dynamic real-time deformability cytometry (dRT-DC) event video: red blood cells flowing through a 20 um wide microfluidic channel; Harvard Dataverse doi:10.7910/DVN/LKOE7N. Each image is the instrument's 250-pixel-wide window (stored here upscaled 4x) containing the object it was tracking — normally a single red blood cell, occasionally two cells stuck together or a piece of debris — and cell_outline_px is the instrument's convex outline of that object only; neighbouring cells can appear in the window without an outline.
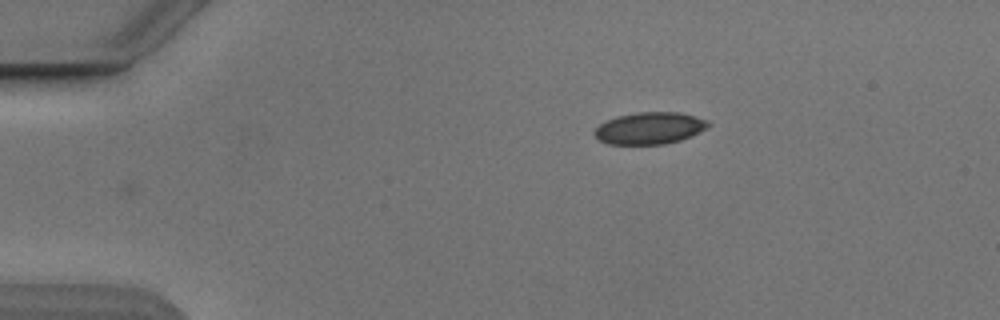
{"species": "Egyptian fruit bat (a non-hibernating species)", "species_latin": "Rousettus aegyptiacus", "temperature_condition": "cold", "stored_images_in_passage": 34, "camera_frame_rate_fps": 3000, "um_per_image_px": 0.085, "animal": {"sex": "male"}, "frame": {"image": 1, "passage_image": 1, "time_ms": 0.0, "image_size_px": [1000, 320], "cell_outline_px": [[712, 124], [708, 128], [700, 132], [680, 140], [664, 144], [608, 144], [600, 140], [592, 132], [600, 124], [616, 116], [636, 112], [680, 112], [708, 120]], "centroid_in_image_um": [55.24, 10.89], "position_along_channel_um": 29.8, "area_um2": 21.21}}
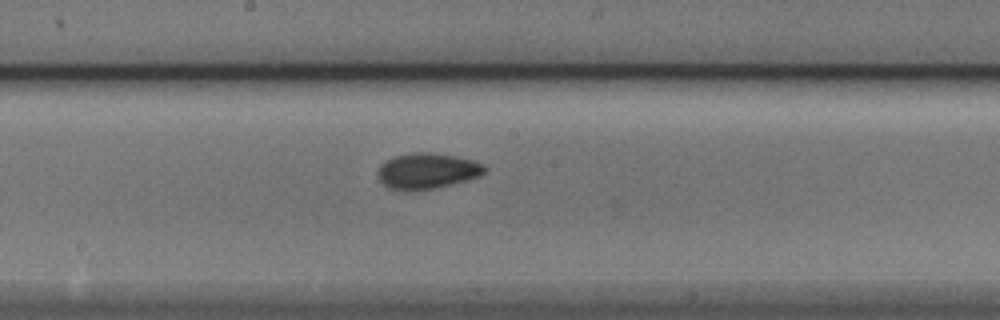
{"frame": {"image": 2, "passage_image": 20, "time_ms": 6.333, "image_size_px": [1000, 320], "cell_outline_px": [[488, 168], [484, 172], [476, 176], [464, 180], [436, 188], [416, 192], [404, 192], [388, 188], [380, 180], [380, 164], [384, 160], [392, 156], [412, 152], [428, 152], [452, 156], [472, 160], [484, 164]], "centroid_in_image_um": [36.25, 14.54], "position_along_channel_um": 211.9, "area_um2": 22.31}}
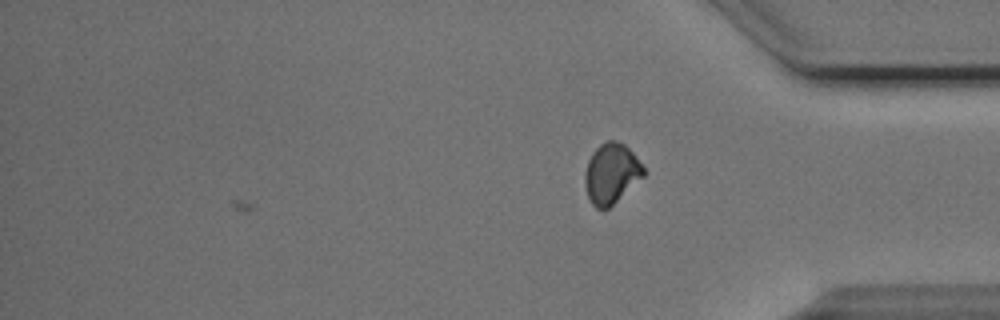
{"frame": {"image": 3, "passage_image": 34, "time_ms": 11.0, "image_size_px": [1000, 320], "cell_outline_px": [[648, 172], [644, 176], [608, 208], [596, 208], [592, 204], [588, 196], [584, 180], [584, 176], [588, 160], [592, 152], [600, 144], [608, 140], [616, 140], [624, 144], [636, 156]], "centroid_in_image_um": [51.98, 14.72], "position_along_channel_um": 383.2, "area_um2": 20.52}, "authors_computed_cell_mechanics": {"area_um2": 21.2993, "velocity_mm_per_s": 3.8618, "shape_relaxation_time_tau1_ms": 5.7434, "shape_relaxation_time_tau2_ms": 1.4847, "deformation_change_tau1": 0.0912, "deformation_change_tau2": 0.0552}}